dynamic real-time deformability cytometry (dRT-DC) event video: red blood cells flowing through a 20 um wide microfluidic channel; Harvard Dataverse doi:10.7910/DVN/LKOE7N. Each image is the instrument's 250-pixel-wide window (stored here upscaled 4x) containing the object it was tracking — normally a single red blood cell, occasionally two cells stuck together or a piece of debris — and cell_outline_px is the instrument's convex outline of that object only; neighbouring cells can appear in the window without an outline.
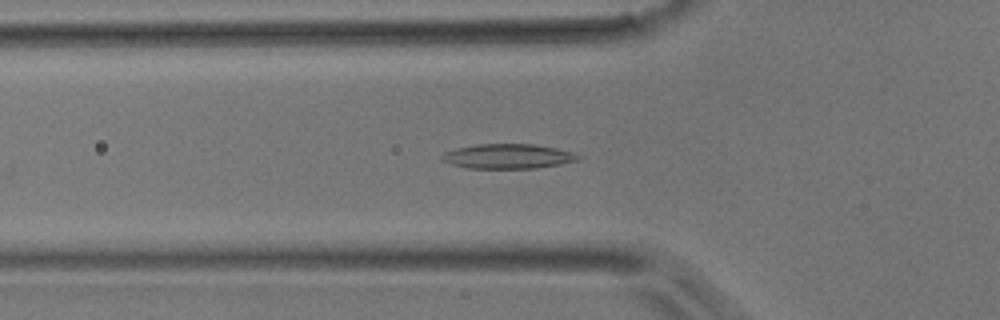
{"species": "common noctule bat (a hibernating species)", "species_latin": "Nyctalus noctula", "temperature_condition": "room temperature", "stored_images_in_passage": 34, "camera_frame_rate_fps": 3000, "um_per_image_px": 0.085, "animal": {"sex": "male", "body_mass_g": 17.9}, "frame": {"image": 1, "passage_image": 4, "time_ms": 1.0, "image_size_px": [1000, 320], "cell_outline_px": [[580, 160], [560, 164], [536, 168], [468, 168], [452, 164], [440, 160], [440, 156], [444, 152], [456, 148], [476, 144], [536, 144], [556, 148], [572, 152], [580, 156]], "centroid_in_image_um": [43.16, 13.28], "position_along_channel_um": 82.6, "area_um2": 19.65}}
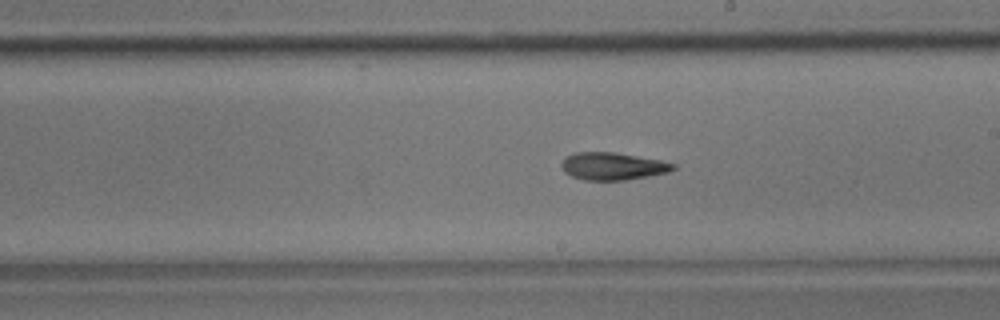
{"frame": {"image": 2, "passage_image": 15, "time_ms": 4.667, "image_size_px": [1000, 320], "cell_outline_px": [[676, 168], [668, 172], [648, 176], [624, 180], [584, 180], [572, 176], [564, 172], [560, 164], [564, 156], [576, 152], [612, 152], [660, 160], [676, 164]], "centroid_in_image_um": [52.04, 14.12], "position_along_channel_um": 237.0, "area_um2": 17.86}}
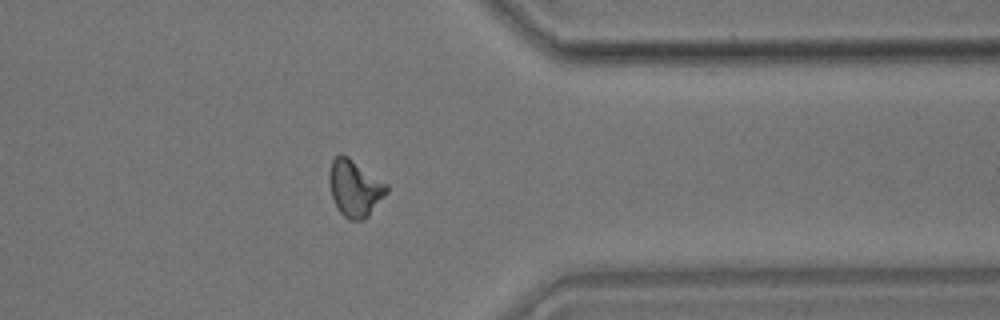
{"frame": {"image": 3, "passage_image": 26, "time_ms": 8.333, "image_size_px": [1000, 320], "cell_outline_px": [[388, 192], [368, 216], [364, 220], [348, 220], [340, 212], [332, 196], [328, 176], [332, 160], [340, 152], [348, 156], [388, 184]], "centroid_in_image_um": [30.16, 15.98], "position_along_channel_um": 381.2, "area_um2": 18.96}}